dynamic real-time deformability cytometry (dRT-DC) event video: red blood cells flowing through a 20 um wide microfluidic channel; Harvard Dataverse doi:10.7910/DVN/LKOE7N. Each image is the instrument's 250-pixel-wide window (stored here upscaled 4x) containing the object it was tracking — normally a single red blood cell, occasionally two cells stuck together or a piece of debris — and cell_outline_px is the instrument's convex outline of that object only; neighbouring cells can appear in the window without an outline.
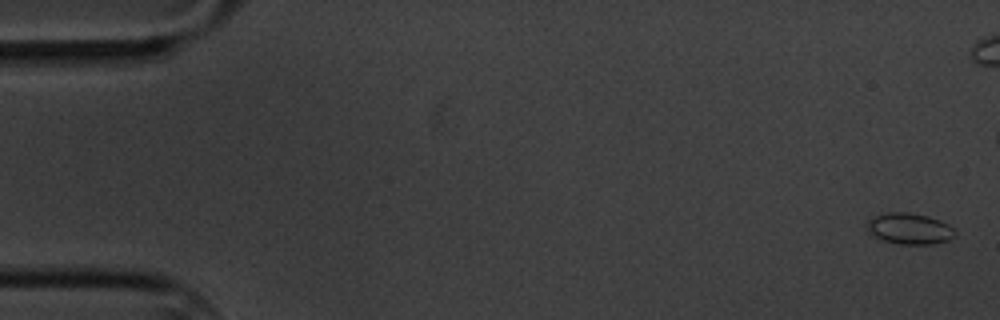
{"species": "common noctule bat (a hibernating species)", "species_latin": "Nyctalus noctula", "temperature_condition": "cold", "stored_images_in_passage": 6, "camera_frame_rate_fps": 3000, "um_per_image_px": 0.085, "animal": {"sex": "male", "body_mass_g": 20.1, "forearm_length_mm": 53.5}, "frame": {"image": 1, "passage_image": 1, "time_ms": 0.0, "image_size_px": [1000, 320], "cell_outline_px": [[956, 236], [948, 240], [932, 244], [900, 244], [884, 240], [872, 236], [868, 232], [868, 220], [872, 216], [888, 212], [908, 212], [928, 216], [940, 220], [948, 224], [956, 232]], "centroid_in_image_um": [77.3, 19.43], "position_along_channel_um": 7.7, "area_um2": 16.01}}